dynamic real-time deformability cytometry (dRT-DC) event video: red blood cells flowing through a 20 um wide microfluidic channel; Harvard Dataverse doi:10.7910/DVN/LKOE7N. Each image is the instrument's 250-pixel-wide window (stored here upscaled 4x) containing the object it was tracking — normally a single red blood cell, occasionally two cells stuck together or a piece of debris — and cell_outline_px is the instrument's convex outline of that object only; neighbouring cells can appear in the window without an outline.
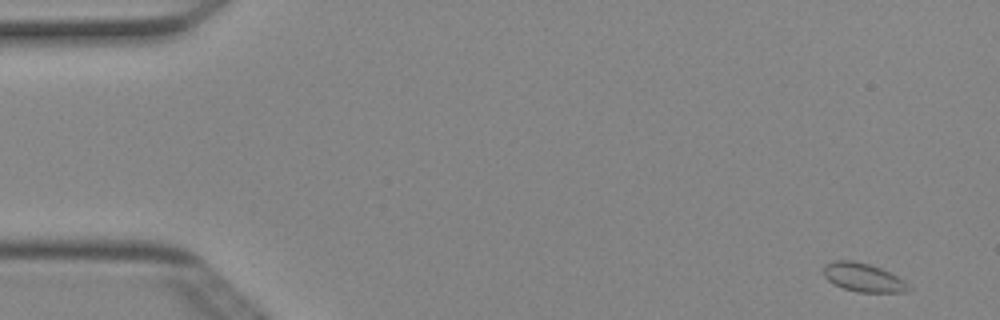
{"species": "Egyptian fruit bat (a non-hibernating species)", "species_latin": "Rousettus aegyptiacus", "temperature_condition": "cold", "stored_images_in_passage": 49, "camera_frame_rate_fps": 3000, "um_per_image_px": 0.085, "animal": {"sex": "female"}, "frame": {"image": 1, "passage_image": 1, "time_ms": 0.0, "image_size_px": [1000, 320], "cell_outline_px": [[912, 288], [908, 292], [856, 292], [844, 288], [828, 280], [824, 276], [824, 264], [832, 260], [852, 260], [868, 264], [880, 268], [904, 280]], "centroid_in_image_um": [73.38, 23.58], "position_along_channel_um": 11.6, "area_um2": 14.1}}
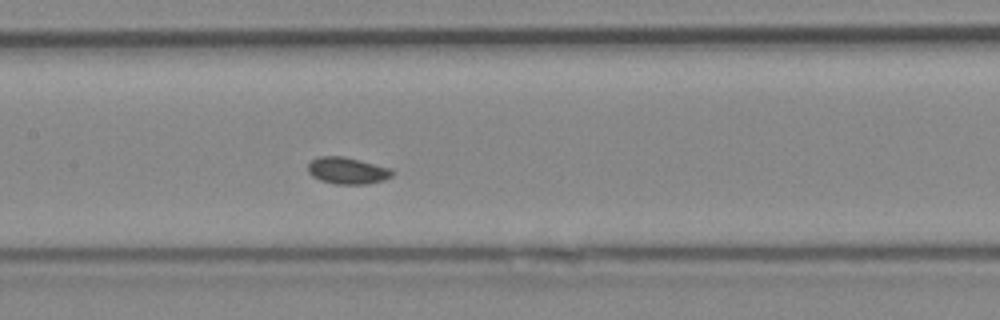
{"frame": {"image": 2, "passage_image": 23, "time_ms": 7.333, "image_size_px": [1000, 320], "cell_outline_px": [[396, 172], [392, 176], [384, 180], [368, 184], [336, 184], [320, 180], [312, 176], [308, 172], [308, 164], [312, 160], [320, 156], [344, 156], [392, 168]], "centroid_in_image_um": [29.57, 14.5], "position_along_channel_um": 177.8, "area_um2": 13.29}}
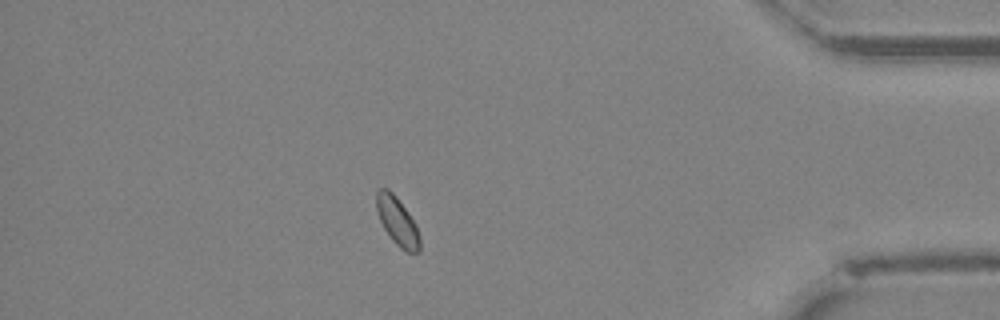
{"frame": {"image": 3, "passage_image": 43, "time_ms": 14.0, "image_size_px": [1000, 320], "cell_outline_px": [[420, 252], [408, 252], [400, 248], [392, 240], [384, 228], [380, 220], [376, 208], [376, 192], [380, 188], [388, 188], [396, 196], [408, 212], [416, 224], [420, 236]], "centroid_in_image_um": [33.78, 18.8], "position_along_channel_um": 401.4, "area_um2": 12.2}}